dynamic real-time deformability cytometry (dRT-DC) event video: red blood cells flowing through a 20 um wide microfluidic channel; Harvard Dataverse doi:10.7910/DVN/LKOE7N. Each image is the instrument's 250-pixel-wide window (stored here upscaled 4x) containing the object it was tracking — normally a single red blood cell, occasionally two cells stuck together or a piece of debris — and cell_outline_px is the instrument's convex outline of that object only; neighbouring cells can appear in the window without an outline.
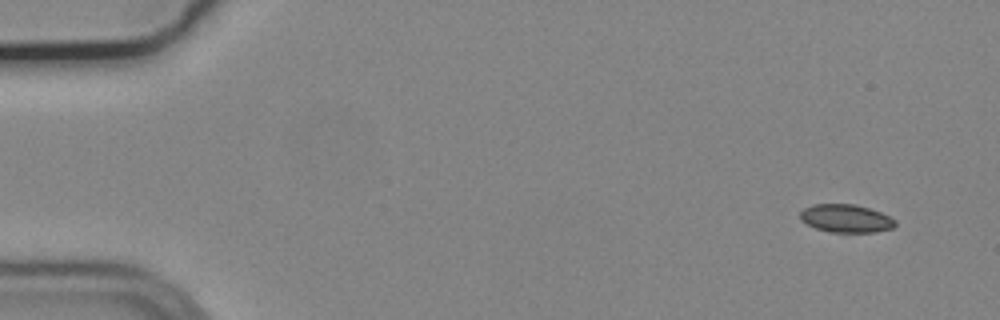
{"species": "common noctule bat (a hibernating species)", "species_latin": "Nyctalus noctula", "temperature_condition": "cold", "stored_images_in_passage": 5, "camera_frame_rate_fps": 3000, "um_per_image_px": 0.085, "animal": {"sex": "male", "body_mass_g": 19.2, "forearm_length_mm": 51.8}, "frame": {"image": 1, "passage_image": 1, "time_ms": 0.0, "image_size_px": [1000, 320], "cell_outline_px": [[896, 224], [892, 228], [876, 232], [828, 232], [816, 228], [800, 220], [800, 212], [804, 208], [812, 204], [856, 204], [880, 212], [896, 220]], "centroid_in_image_um": [71.89, 18.56], "position_along_channel_um": 13.1, "area_um2": 15.55}}
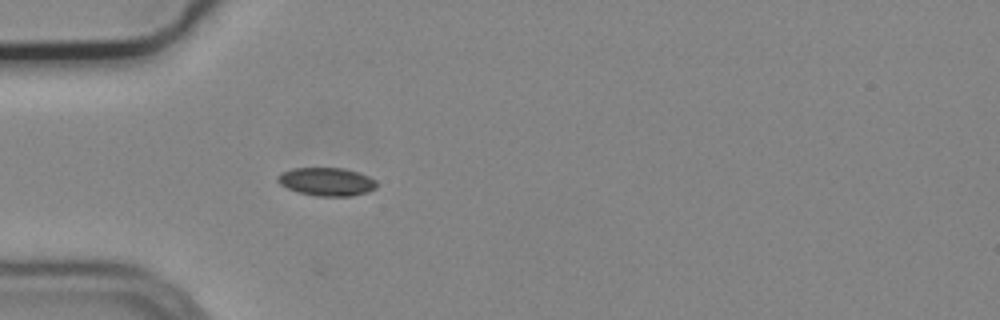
{"frame": {"image": 2, "passage_image": 5, "time_ms": 1.333, "image_size_px": [1000, 320], "cell_outline_px": [[376, 188], [368, 192], [352, 196], [316, 196], [296, 192], [280, 184], [276, 180], [276, 176], [280, 172], [292, 168], [344, 168], [368, 176], [376, 180]], "centroid_in_image_um": [27.73, 15.44], "position_along_channel_um": 57.3, "area_um2": 16.42}}